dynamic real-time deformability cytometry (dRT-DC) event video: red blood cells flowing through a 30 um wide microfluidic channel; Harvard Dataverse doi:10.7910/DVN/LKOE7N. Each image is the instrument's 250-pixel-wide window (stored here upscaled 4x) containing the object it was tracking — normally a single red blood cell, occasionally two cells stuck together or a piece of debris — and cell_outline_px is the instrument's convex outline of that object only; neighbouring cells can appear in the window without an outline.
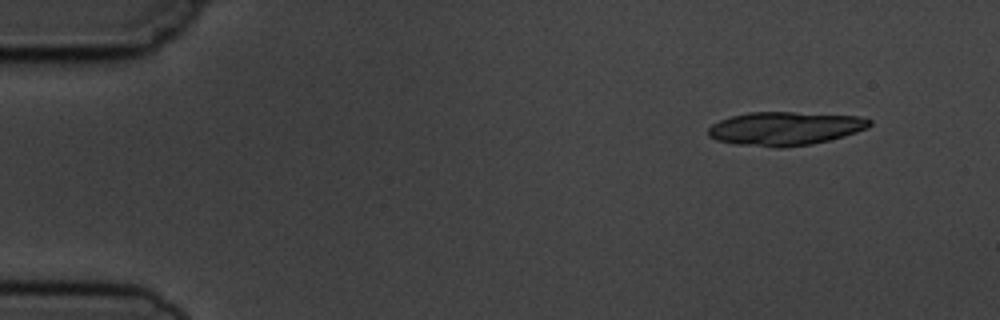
{"species": "common noctule bat (a hibernating species)", "species_latin": "Nyctalus noctula", "temperature_condition": "cold", "stored_images_in_passage": 5, "camera_frame_rate_fps": 3000, "um_per_image_px": 0.085, "animal": {"sex": "male", "body_mass_g": 19.5, "forearm_length_mm": 54.6}, "frame": {"image": 1, "passage_image": 1, "time_ms": 0.0, "image_size_px": [1000, 320], "cell_outline_px": [[872, 124], [868, 128], [844, 136], [812, 144], [780, 148], [776, 148], [736, 144], [716, 140], [708, 136], [708, 128], [712, 124], [720, 120], [732, 116], [748, 112], [792, 112], [860, 116], [872, 120]], "centroid_in_image_um": [66.73, 10.92], "position_along_channel_um": 18.3, "area_um2": 31.67}}